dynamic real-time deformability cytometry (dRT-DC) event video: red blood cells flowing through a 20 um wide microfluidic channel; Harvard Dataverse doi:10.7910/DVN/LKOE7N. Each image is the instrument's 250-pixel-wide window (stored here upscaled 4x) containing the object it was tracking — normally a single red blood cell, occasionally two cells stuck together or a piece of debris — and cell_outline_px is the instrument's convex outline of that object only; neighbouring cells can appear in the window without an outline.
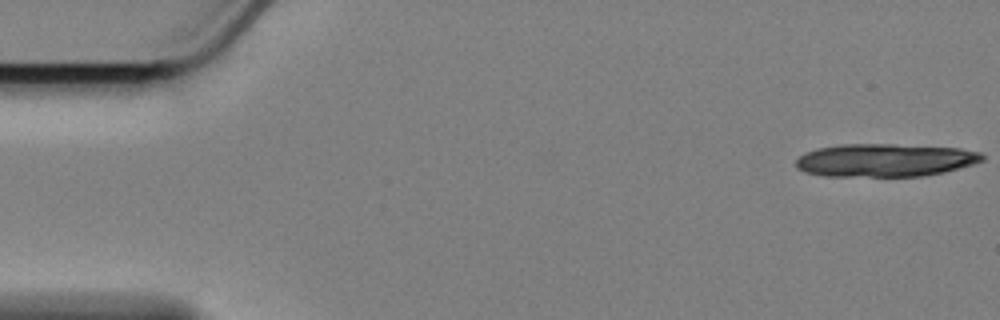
{"species": "Egyptian fruit bat (a non-hibernating species)", "species_latin": "Rousettus aegyptiacus", "temperature_condition": "cold", "stored_images_in_passage": 18, "camera_frame_rate_fps": 3000, "um_per_image_px": 0.085, "animal": {"sex": "female"}, "frame": {"image": 1, "passage_image": 1, "time_ms": 0.0, "image_size_px": [1000, 320], "cell_outline_px": [[984, 160], [972, 164], [944, 172], [924, 176], [824, 176], [804, 172], [796, 168], [796, 160], [800, 156], [816, 148], [840, 144], [892, 144], [960, 148], [980, 152], [984, 156]], "centroid_in_image_um": [75.21, 13.61], "position_along_channel_um": 9.8, "area_um2": 35.89}}